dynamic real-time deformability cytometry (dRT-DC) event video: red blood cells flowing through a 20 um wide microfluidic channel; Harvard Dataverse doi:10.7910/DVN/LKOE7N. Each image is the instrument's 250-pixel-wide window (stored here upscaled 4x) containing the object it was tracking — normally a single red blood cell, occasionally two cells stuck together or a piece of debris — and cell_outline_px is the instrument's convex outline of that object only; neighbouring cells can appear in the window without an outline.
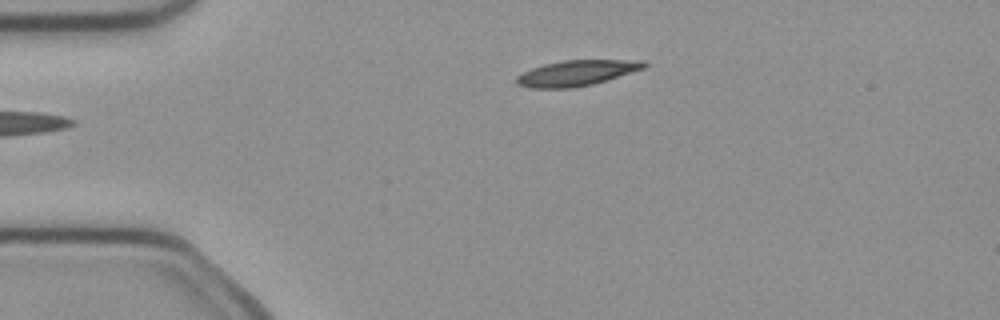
{"species": "common noctule bat (a hibernating species)", "species_latin": "Nyctalus noctula", "temperature_condition": "cold", "stored_images_in_passage": 2, "camera_frame_rate_fps": 3000, "um_per_image_px": 0.085, "animal": {"sex": "female", "body_mass_g": 21.9}, "frame": {"image": 1, "passage_image": 2, "time_ms": 0.333, "image_size_px": [1000, 320], "cell_outline_px": [[648, 64], [644, 68], [592, 84], [572, 88], [528, 88], [516, 84], [516, 76], [532, 68], [544, 64], [564, 60], [644, 60]], "centroid_in_image_um": [48.98, 6.2], "position_along_channel_um": 36.0, "area_um2": 18.84}}